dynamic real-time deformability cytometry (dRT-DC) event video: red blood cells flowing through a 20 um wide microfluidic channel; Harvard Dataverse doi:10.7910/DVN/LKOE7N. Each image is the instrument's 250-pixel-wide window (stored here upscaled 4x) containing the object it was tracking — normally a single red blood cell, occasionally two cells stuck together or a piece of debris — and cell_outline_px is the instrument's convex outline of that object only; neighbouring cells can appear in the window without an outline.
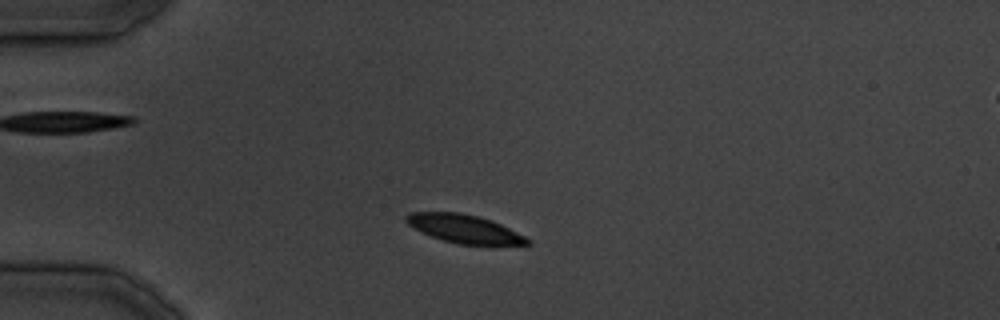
{"species": "common noctule bat (a hibernating species)", "species_latin": "Nyctalus noctula", "temperature_condition": "cold", "stored_images_in_passage": 31, "camera_frame_rate_fps": 3000, "um_per_image_px": 0.085, "animal": {"sex": "male", "body_mass_g": 19.5, "forearm_length_mm": 54.6}, "frame": {"image": 1, "passage_image": 4, "time_ms": 3.333, "image_size_px": [1000, 320], "cell_outline_px": [[532, 244], [456, 244], [420, 232], [408, 224], [404, 220], [404, 216], [408, 212], [460, 212], [492, 220], [532, 240]], "centroid_in_image_um": [39.41, 19.43], "position_along_channel_um": 45.6, "area_um2": 19.83}}
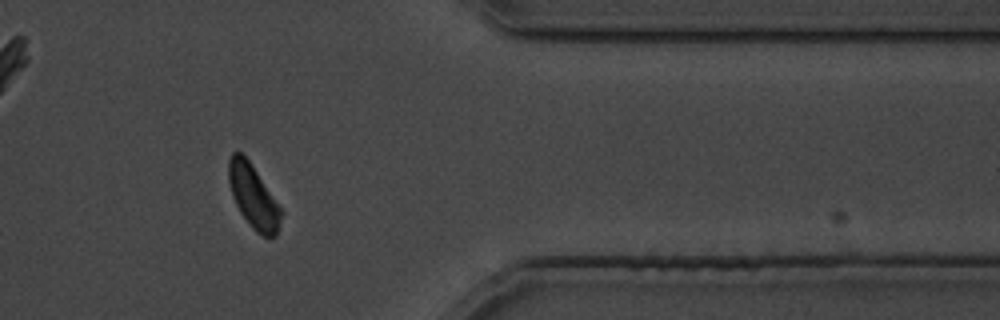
{"frame": {"image": 2, "passage_image": 25, "time_ms": 29.333, "image_size_px": [1000, 320], "cell_outline_px": [[284, 212], [276, 236], [264, 236], [256, 232], [252, 228], [240, 212], [232, 196], [228, 180], [228, 160], [232, 152], [240, 152], [248, 160]], "centroid_in_image_um": [21.53, 16.72], "position_along_channel_um": 389.9, "area_um2": 19.19}}
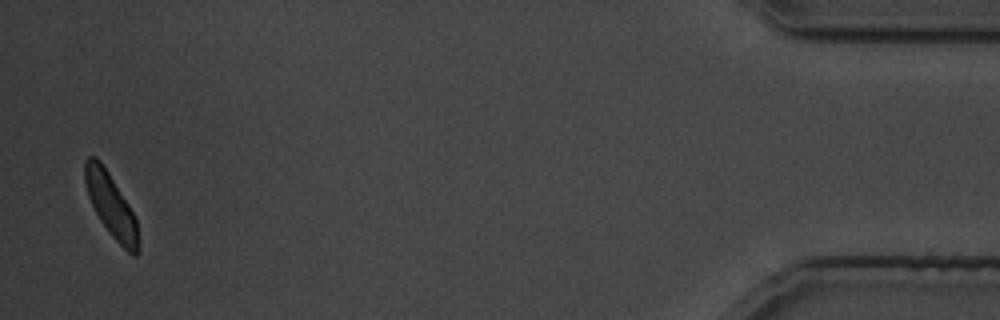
{"frame": {"image": 3, "passage_image": 30, "time_ms": 36.0, "image_size_px": [1000, 320], "cell_outline_px": [[136, 256], [132, 256], [108, 232], [100, 220], [88, 196], [84, 184], [84, 160], [88, 156], [96, 156], [100, 160], [108, 172], [128, 204], [136, 220]], "centroid_in_image_um": [9.36, 17.36], "position_along_channel_um": 425.8, "area_um2": 19.13}}